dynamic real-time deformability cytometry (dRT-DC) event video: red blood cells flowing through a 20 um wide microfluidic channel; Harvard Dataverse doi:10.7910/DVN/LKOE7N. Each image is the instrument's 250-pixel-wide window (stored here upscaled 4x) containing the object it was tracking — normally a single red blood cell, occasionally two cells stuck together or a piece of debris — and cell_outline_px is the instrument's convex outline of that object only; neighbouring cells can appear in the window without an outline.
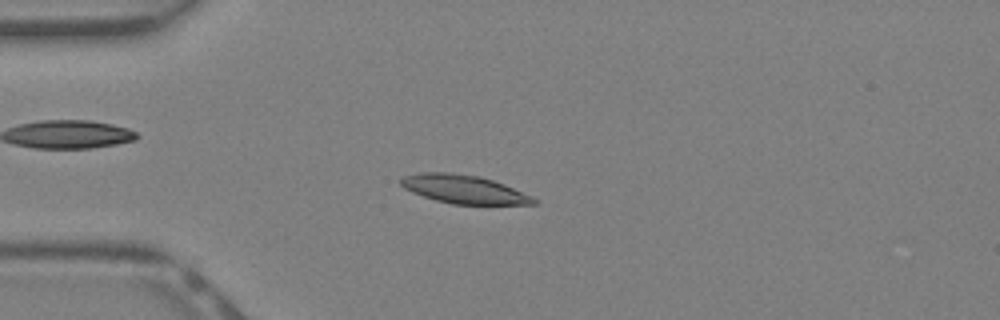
{"species": "Egyptian fruit bat (a non-hibernating species)", "species_latin": "Rousettus aegyptiacus", "temperature_condition": "warm", "stored_images_in_passage": 40, "camera_frame_rate_fps": 3000, "um_per_image_px": 0.085, "animal": {"sex": "female"}, "frame": {"image": 1, "passage_image": 10, "time_ms": 3.0, "image_size_px": [1000, 320], "cell_outline_px": [[536, 204], [452, 204], [436, 200], [412, 192], [404, 188], [400, 184], [400, 180], [404, 176], [420, 172], [452, 172], [480, 176], [504, 184], [532, 196], [536, 200]], "centroid_in_image_um": [39.41, 16.07], "position_along_channel_um": 45.6, "area_um2": 21.91}}
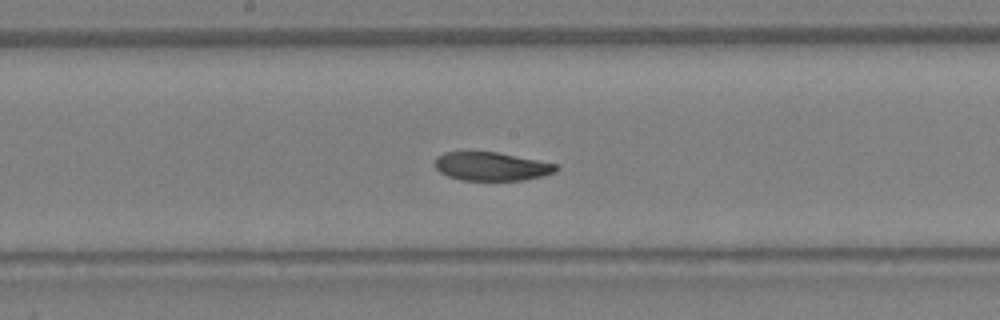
{"frame": {"image": 2, "passage_image": 21, "time_ms": 6.667, "image_size_px": [1000, 320], "cell_outline_px": [[560, 168], [556, 172], [544, 176], [524, 180], [460, 180], [448, 176], [440, 172], [432, 164], [436, 156], [444, 152], [496, 152], [560, 164]], "centroid_in_image_um": [41.79, 14.14], "position_along_channel_um": 206.4, "area_um2": 20.46}}
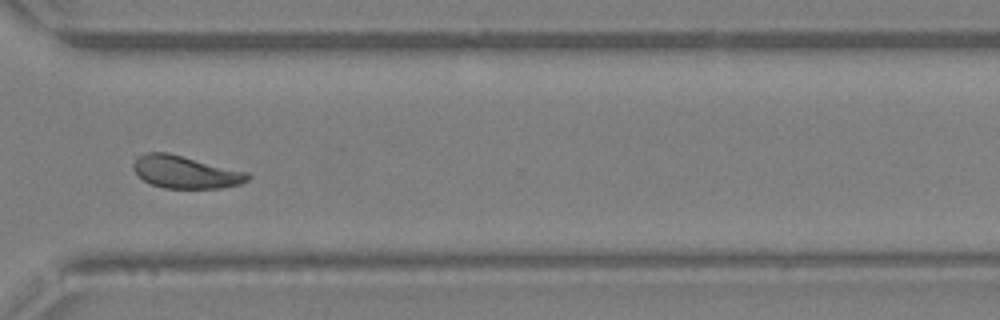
{"frame": {"image": 3, "passage_image": 30, "time_ms": 9.667, "image_size_px": [1000, 320], "cell_outline_px": [[252, 176], [248, 180], [240, 184], [220, 188], [164, 188], [152, 184], [144, 180], [132, 168], [132, 164], [136, 156], [148, 152], [168, 152], [248, 172]], "centroid_in_image_um": [15.76, 14.61], "position_along_channel_um": 354.8, "area_um2": 21.73}, "authors_computed_cell_mechanics": {"area_um2": 21.964, "velocity_mm_per_s": 4.9404, "shape_relaxation_time_tau1_ms": 4.5877, "shape_relaxation_time_tau2_ms": 2.4565, "deformation_change_tau1": 0.1473, "deformation_change_tau2": 0.0811}}